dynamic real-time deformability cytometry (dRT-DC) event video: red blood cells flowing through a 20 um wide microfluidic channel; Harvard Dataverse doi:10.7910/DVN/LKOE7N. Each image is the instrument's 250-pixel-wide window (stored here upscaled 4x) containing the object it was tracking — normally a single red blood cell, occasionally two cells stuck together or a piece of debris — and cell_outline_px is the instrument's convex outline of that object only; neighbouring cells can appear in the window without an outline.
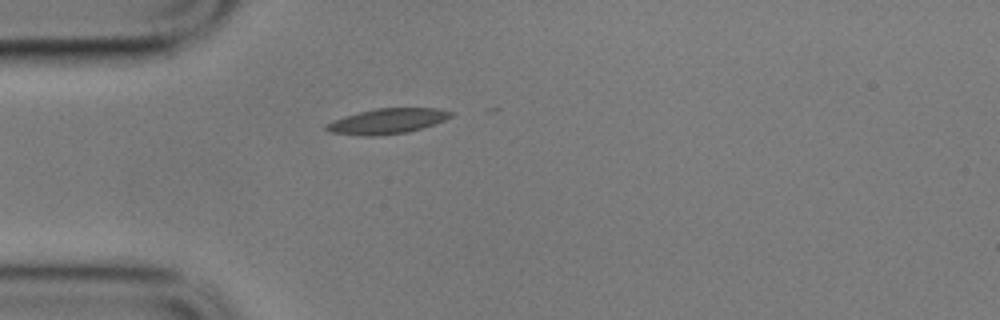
{"species": "common noctule bat (a hibernating species)", "species_latin": "Nyctalus noctula", "temperature_condition": "cold", "stored_images_in_passage": 1, "camera_frame_rate_fps": 3000, "um_per_image_px": 0.085, "animal": {"sex": "male", "body_mass_g": 17.9}, "frame": {"image": 1, "passage_image": 1, "time_ms": 0.0, "image_size_px": [1000, 320], "cell_outline_px": [[452, 116], [444, 120], [408, 132], [380, 136], [360, 136], [328, 132], [324, 128], [324, 124], [332, 120], [344, 116], [376, 108], [440, 108], [452, 112]], "centroid_in_image_um": [32.85, 10.31], "position_along_channel_um": 52.2, "area_um2": 18.44}}